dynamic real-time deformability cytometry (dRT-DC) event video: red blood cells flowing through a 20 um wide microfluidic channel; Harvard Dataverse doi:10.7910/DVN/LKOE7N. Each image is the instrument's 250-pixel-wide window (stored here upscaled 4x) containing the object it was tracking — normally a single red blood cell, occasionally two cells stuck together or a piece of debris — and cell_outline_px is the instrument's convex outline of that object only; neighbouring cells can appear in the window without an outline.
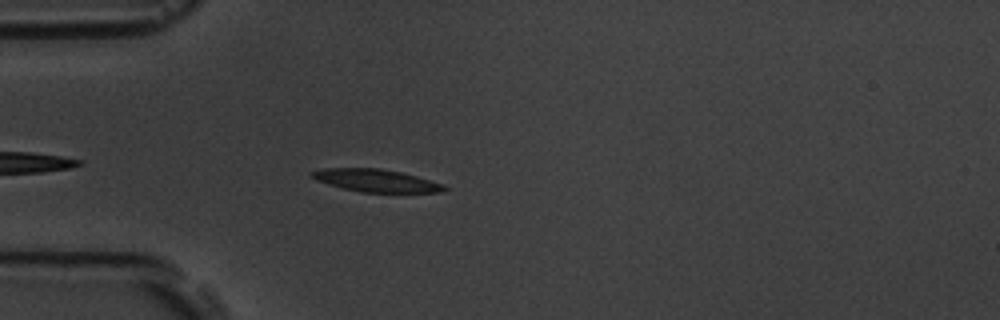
{"species": "common noctule bat (a hibernating species)", "species_latin": "Nyctalus noctula", "temperature_condition": "room temperature", "stored_images_in_passage": 33, "camera_frame_rate_fps": 3000, "um_per_image_px": 0.085, "animal": {"sex": "male", "body_mass_g": 19.5, "forearm_length_mm": 54.6}, "frame": {"image": 1, "passage_image": 4, "time_ms": 1.0, "image_size_px": [1000, 320], "cell_outline_px": [[448, 188], [440, 192], [360, 192], [328, 184], [316, 180], [308, 176], [308, 172], [324, 168], [380, 168], [400, 172], [416, 176], [440, 184]], "centroid_in_image_um": [31.86, 15.33], "position_along_channel_um": 53.1, "area_um2": 17.22}}
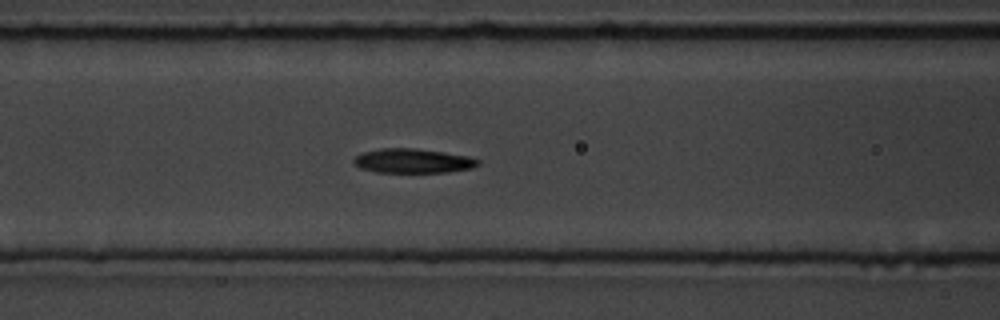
{"frame": {"image": 2, "passage_image": 11, "time_ms": 3.333, "image_size_px": [1000, 320], "cell_outline_px": [[480, 164], [472, 168], [448, 172], [376, 172], [360, 168], [352, 164], [352, 160], [356, 156], [364, 152], [380, 148], [416, 148], [468, 156], [480, 160]], "centroid_in_image_um": [35.07, 13.67], "position_along_channel_um": 131.5, "area_um2": 17.69}}
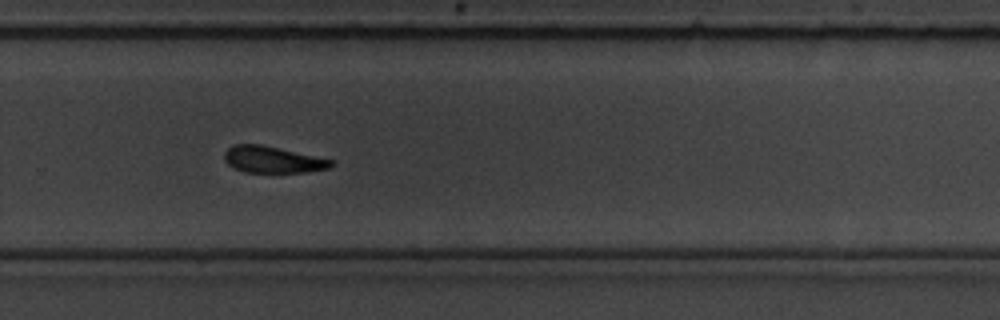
{"frame": {"image": 3, "passage_image": 25, "time_ms": 8.0, "image_size_px": [1000, 320], "cell_outline_px": [[336, 164], [328, 168], [308, 172], [244, 172], [228, 164], [224, 160], [224, 152], [232, 144], [260, 144], [280, 148], [336, 160]], "centroid_in_image_um": [23.22, 13.56], "position_along_channel_um": 306.6, "area_um2": 16.7}, "authors_computed_cell_mechanics": {"area_um2": 17.6868, "velocity_mm_per_s": 3.7626, "shape_relaxation_time_tau1_ms": 5.043, "shape_relaxation_time_tau2_ms": 9.3812, "deformation_change_tau1": 0.241, "deformation_change_tau2": 0.1926}}